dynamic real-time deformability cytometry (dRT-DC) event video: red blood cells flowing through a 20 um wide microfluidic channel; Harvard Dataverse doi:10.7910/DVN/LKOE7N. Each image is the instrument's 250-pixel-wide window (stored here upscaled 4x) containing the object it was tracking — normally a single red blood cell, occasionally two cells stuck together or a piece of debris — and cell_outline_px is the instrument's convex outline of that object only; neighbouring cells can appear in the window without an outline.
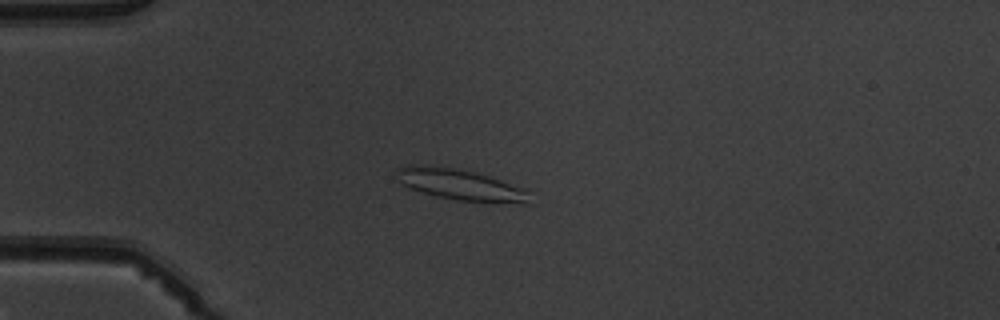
{"species": "common noctule bat (a hibernating species)", "species_latin": "Nyctalus noctula", "temperature_condition": "warm", "stored_images_in_passage": 5, "camera_frame_rate_fps": 3000, "um_per_image_px": 0.085, "animal": {"sex": "male", "body_mass_g": 19.5, "forearm_length_mm": 54.6}, "frame": {"image": 1, "passage_image": 4, "time_ms": 3.667, "image_size_px": [1000, 320], "cell_outline_px": [[528, 204], [524, 204], [456, 200], [436, 196], [412, 188], [396, 180], [396, 168], [408, 164], [424, 164], [456, 168], [488, 176], [528, 188]], "centroid_in_image_um": [39.13, 15.68], "position_along_channel_um": 45.9, "area_um2": 24.22}}